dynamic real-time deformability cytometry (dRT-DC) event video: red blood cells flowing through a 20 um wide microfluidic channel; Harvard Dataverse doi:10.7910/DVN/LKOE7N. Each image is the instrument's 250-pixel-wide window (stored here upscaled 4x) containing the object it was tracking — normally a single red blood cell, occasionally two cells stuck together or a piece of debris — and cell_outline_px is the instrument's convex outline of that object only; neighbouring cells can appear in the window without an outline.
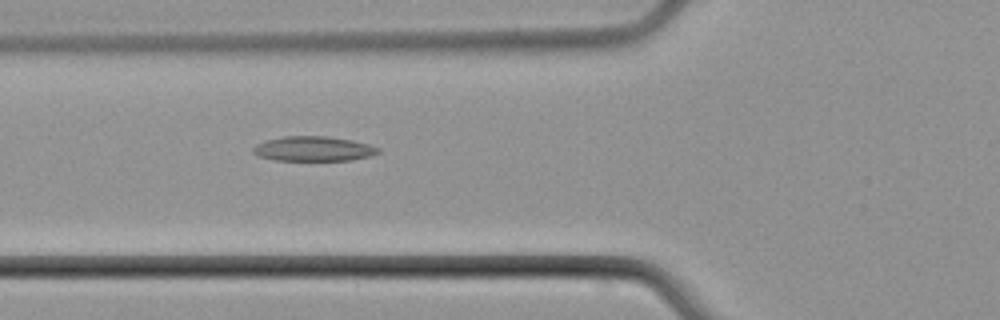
{"species": "common noctule bat (a hibernating species)", "species_latin": "Nyctalus noctula", "temperature_condition": "cold", "stored_images_in_passage": 6, "camera_frame_rate_fps": 3000, "um_per_image_px": 0.085, "animal": {"sex": "male", "body_mass_g": 21.5, "forearm_length_mm": 52.0}, "frame": {"image": 1, "passage_image": 6, "time_ms": 7.0, "image_size_px": [1000, 320], "cell_outline_px": [[380, 152], [368, 156], [352, 160], [276, 160], [256, 156], [252, 152], [252, 148], [256, 144], [264, 140], [284, 136], [328, 136], [352, 140], [368, 144], [380, 148]], "centroid_in_image_um": [26.6, 12.64], "position_along_channel_um": 99.2, "area_um2": 18.15}}